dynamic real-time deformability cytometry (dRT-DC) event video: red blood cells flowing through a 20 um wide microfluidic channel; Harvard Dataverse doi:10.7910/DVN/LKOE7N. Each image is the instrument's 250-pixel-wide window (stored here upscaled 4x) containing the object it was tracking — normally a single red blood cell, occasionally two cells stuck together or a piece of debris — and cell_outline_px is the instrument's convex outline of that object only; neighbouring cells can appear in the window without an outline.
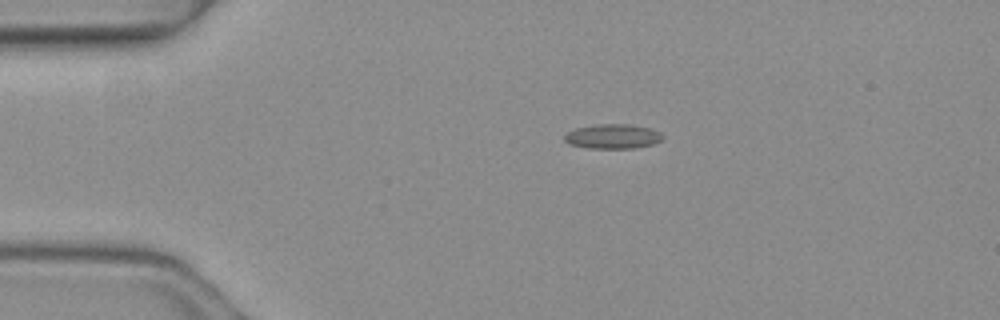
{"species": "common noctule bat (a hibernating species)", "species_latin": "Nyctalus noctula", "temperature_condition": "warm", "stored_images_in_passage": 2, "camera_frame_rate_fps": 3000, "um_per_image_px": 0.085, "animal": {"sex": "female", "body_mass_g": 19.3, "forearm_length_mm": 54.1}, "frame": {"image": 1, "passage_image": 1, "time_ms": 0.0, "image_size_px": [1000, 320], "cell_outline_px": [[664, 140], [652, 144], [636, 148], [588, 148], [572, 144], [564, 140], [564, 136], [568, 132], [576, 128], [596, 124], [628, 124], [652, 128], [660, 132], [664, 136]], "centroid_in_image_um": [52.14, 11.59], "position_along_channel_um": 32.9, "area_um2": 14.1}}